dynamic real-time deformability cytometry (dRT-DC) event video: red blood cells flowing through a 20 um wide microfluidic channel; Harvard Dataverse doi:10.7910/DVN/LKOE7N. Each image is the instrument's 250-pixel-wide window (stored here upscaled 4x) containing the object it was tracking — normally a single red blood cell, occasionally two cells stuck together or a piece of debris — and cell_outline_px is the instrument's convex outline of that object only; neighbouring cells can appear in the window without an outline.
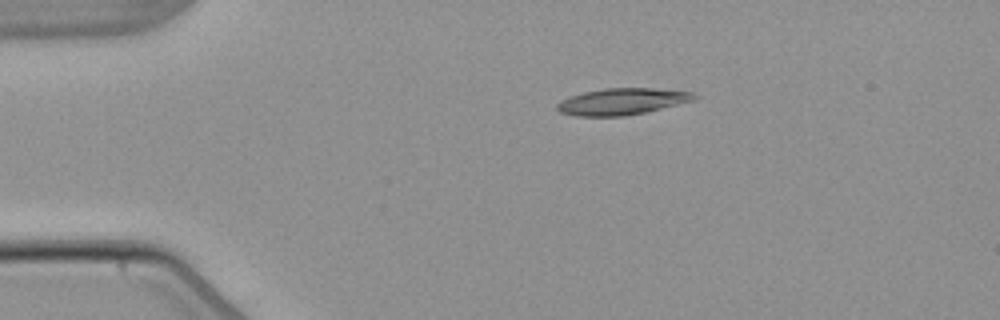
{"species": "common noctule bat (a hibernating species)", "species_latin": "Nyctalus noctula", "temperature_condition": "warm", "stored_images_in_passage": 3, "camera_frame_rate_fps": 3000, "um_per_image_px": 0.085, "animal": {"sex": "male", "body_mass_g": 21.5, "forearm_length_mm": 52.0}, "frame": {"image": 1, "passage_image": 1, "time_ms": 0.0, "image_size_px": [1000, 320], "cell_outline_px": [[700, 96], [696, 100], [644, 112], [624, 116], [576, 116], [560, 112], [556, 108], [556, 104], [560, 100], [584, 92], [604, 88], [652, 88], [692, 92]], "centroid_in_image_um": [52.88, 8.62], "position_along_channel_um": 32.1, "area_um2": 21.15}}
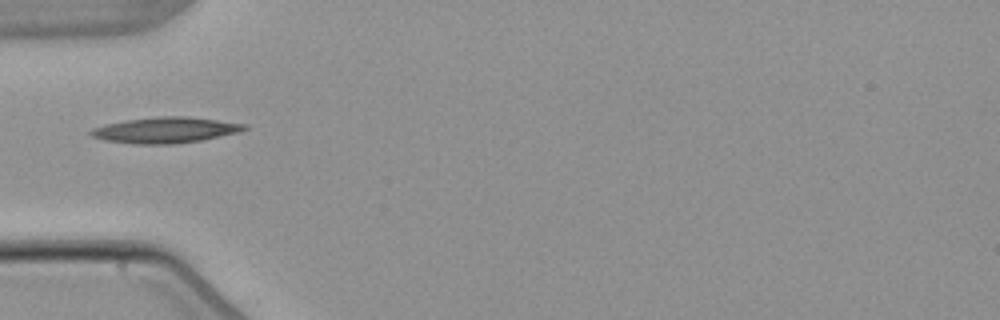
{"frame": {"image": 2, "passage_image": 3, "time_ms": 2.333, "image_size_px": [1000, 320], "cell_outline_px": [[248, 128], [240, 132], [200, 140], [176, 144], [136, 144], [104, 140], [92, 136], [88, 132], [92, 128], [104, 124], [124, 120], [160, 116], [184, 116], [248, 124]], "centroid_in_image_um": [14.04, 11.05], "position_along_channel_um": 71.0, "area_um2": 23.12}}